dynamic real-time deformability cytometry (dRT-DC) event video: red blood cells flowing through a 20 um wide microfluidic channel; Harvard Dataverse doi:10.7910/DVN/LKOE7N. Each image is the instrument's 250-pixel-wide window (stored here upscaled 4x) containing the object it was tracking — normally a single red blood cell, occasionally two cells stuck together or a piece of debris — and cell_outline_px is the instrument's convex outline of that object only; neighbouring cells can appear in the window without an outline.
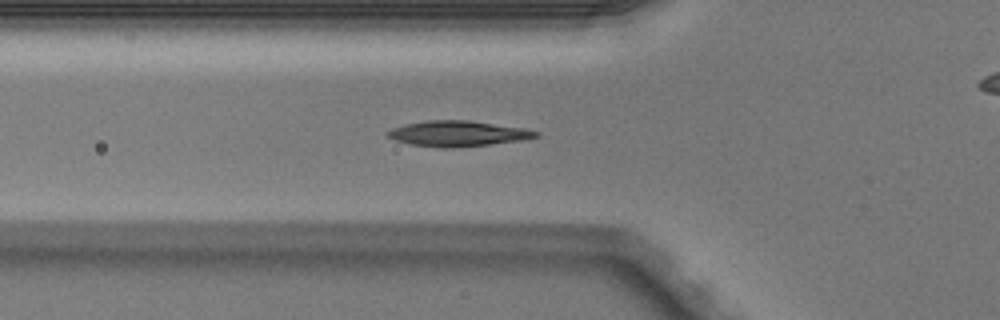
{"species": "Egyptian fruit bat (a non-hibernating species)", "species_latin": "Rousettus aegyptiacus", "temperature_condition": "warm", "stored_images_in_passage": 38, "camera_frame_rate_fps": 3000, "um_per_image_px": 0.085, "animal": {"sex": "male"}, "frame": {"image": 1, "passage_image": 5, "time_ms": 1.333, "image_size_px": [1000, 320], "cell_outline_px": [[540, 136], [520, 140], [488, 144], [452, 148], [440, 148], [412, 144], [396, 140], [388, 136], [388, 132], [392, 128], [404, 124], [428, 120], [468, 120], [524, 128], [540, 132]], "centroid_in_image_um": [38.93, 11.35], "position_along_channel_um": 86.9, "area_um2": 21.79}}
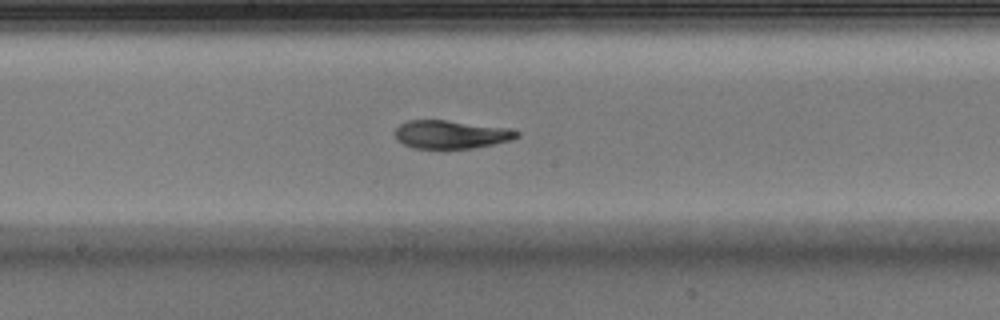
{"frame": {"image": 2, "passage_image": 14, "time_ms": 4.333, "image_size_px": [1000, 320], "cell_outline_px": [[520, 136], [512, 140], [472, 148], [412, 148], [396, 140], [396, 128], [400, 124], [408, 120], [448, 120], [508, 128], [520, 132]], "centroid_in_image_um": [38.34, 11.42], "position_along_channel_um": 209.9, "area_um2": 20.0}}
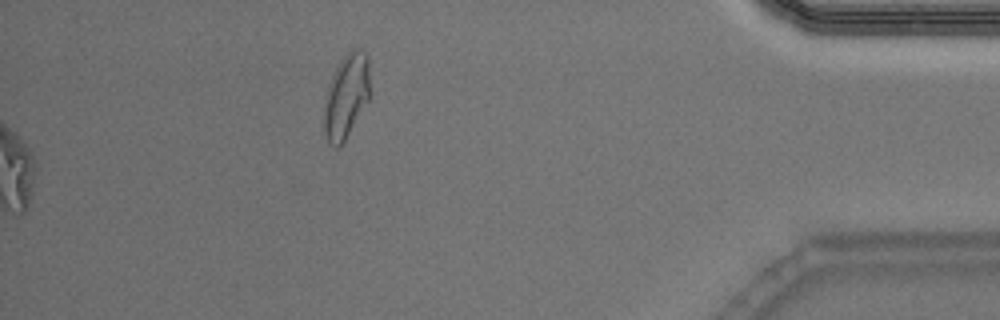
{"frame": {"image": 3, "passage_image": 38, "time_ms": 12.333, "image_size_px": [1000, 320], "cell_outline_px": [[368, 100], [344, 140], [336, 148], [328, 144], [324, 132], [324, 104], [328, 84], [336, 68], [344, 56], [348, 52], [356, 48], [360, 48], [368, 56]], "centroid_in_image_um": [29.4, 8.17], "position_along_channel_um": 405.8, "area_um2": 22.02}, "authors_computed_cell_mechanics": {"area_um2": 21.0392, "velocity_mm_per_s": 4.073, "shape_relaxation_time_tau1_ms": 7.29, "shape_relaxation_time_tau2_ms": 1.3594, "deformation_change_tau1": 0.2235, "deformation_change_tau2": 0.0664}}